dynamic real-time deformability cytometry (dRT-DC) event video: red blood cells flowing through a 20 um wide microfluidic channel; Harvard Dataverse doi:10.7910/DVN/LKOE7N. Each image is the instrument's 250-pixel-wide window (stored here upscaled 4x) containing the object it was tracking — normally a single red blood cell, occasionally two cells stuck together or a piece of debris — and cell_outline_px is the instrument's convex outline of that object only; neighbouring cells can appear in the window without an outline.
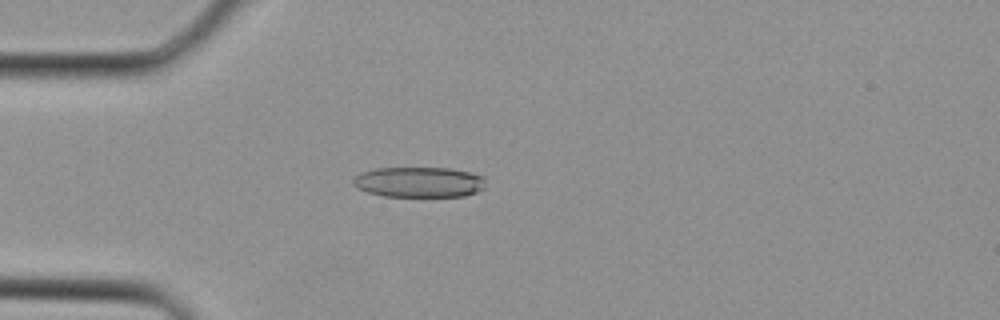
{"species": "Egyptian fruit bat (a non-hibernating species)", "species_latin": "Rousettus aegyptiacus", "temperature_condition": "cold", "stored_images_in_passage": 27, "camera_frame_rate_fps": 3000, "um_per_image_px": 0.085, "animal": {"sex": "female"}, "frame": {"image": 1, "passage_image": 9, "time_ms": 2.667, "image_size_px": [1000, 320], "cell_outline_px": [[484, 188], [476, 192], [464, 196], [384, 196], [368, 192], [352, 184], [352, 180], [356, 176], [364, 172], [376, 168], [448, 168], [468, 172], [484, 176]], "centroid_in_image_um": [35.63, 15.48], "position_along_channel_um": 49.4, "area_um2": 23.24}}
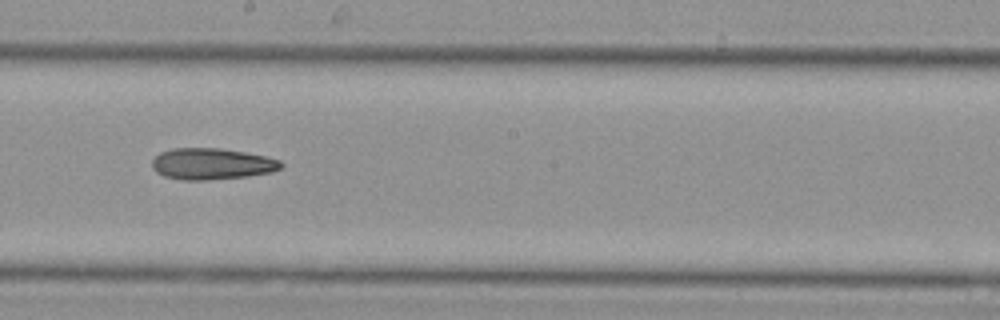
{"frame": {"image": 2, "passage_image": 19, "time_ms": 6.0, "image_size_px": [1000, 320], "cell_outline_px": [[284, 164], [280, 168], [272, 172], [248, 176], [204, 180], [184, 180], [164, 176], [156, 172], [152, 168], [152, 160], [160, 152], [172, 148], [220, 148], [244, 152], [264, 156], [280, 160]], "centroid_in_image_um": [17.98, 13.93], "position_along_channel_um": 230.2, "area_um2": 23.52}}
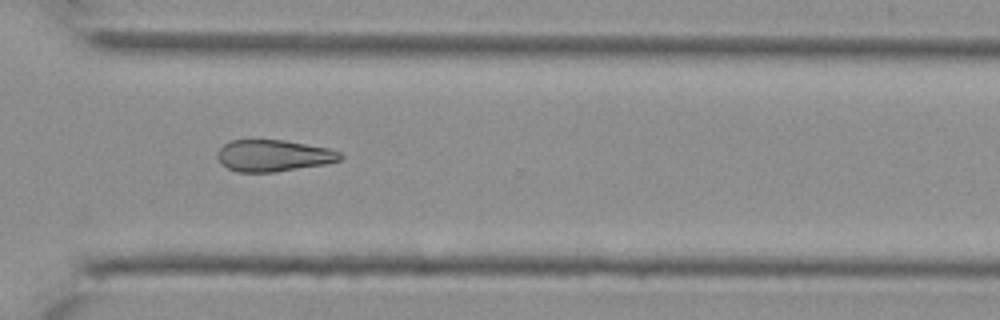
{"frame": {"image": 3, "passage_image": 25, "time_ms": 8.0, "image_size_px": [1000, 320], "cell_outline_px": [[344, 156], [340, 160], [324, 164], [272, 172], [236, 172], [228, 168], [216, 156], [220, 148], [224, 144], [232, 140], [284, 140], [328, 148], [340, 152]], "centroid_in_image_um": [23.25, 13.22], "position_along_channel_um": 347.4, "area_um2": 22.37}}